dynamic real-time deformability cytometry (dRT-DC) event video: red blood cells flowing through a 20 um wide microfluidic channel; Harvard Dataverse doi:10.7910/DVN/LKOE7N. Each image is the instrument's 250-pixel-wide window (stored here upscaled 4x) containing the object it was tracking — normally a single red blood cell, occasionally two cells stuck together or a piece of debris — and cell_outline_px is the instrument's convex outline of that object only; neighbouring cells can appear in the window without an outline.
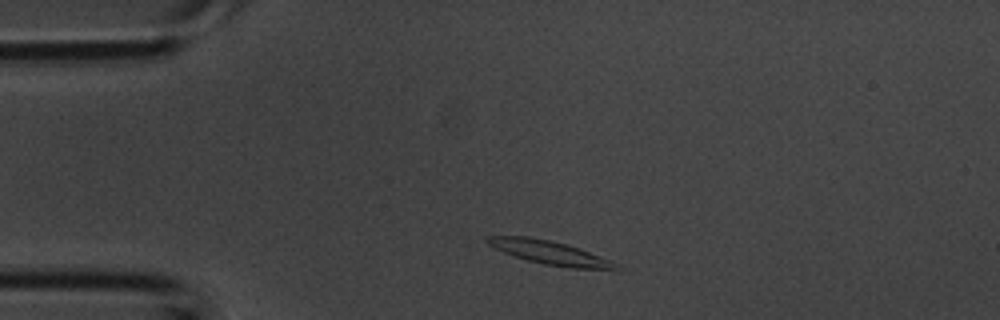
{"species": "common noctule bat (a hibernating species)", "species_latin": "Nyctalus noctula", "temperature_condition": "room temperature", "stored_images_in_passage": 2, "camera_frame_rate_fps": 3000, "um_per_image_px": 0.085, "animal": {"sex": "male", "body_mass_g": 20.1, "forearm_length_mm": 53.5}, "frame": {"image": 1, "passage_image": 1, "time_ms": 0.0, "image_size_px": [1000, 320], "cell_outline_px": [[620, 272], [568, 268], [544, 264], [528, 260], [504, 252], [488, 244], [484, 240], [488, 236], [528, 236], [548, 240], [564, 244], [612, 260], [620, 264]], "centroid_in_image_um": [46.89, 21.52], "position_along_channel_um": 38.1, "area_um2": 17.92}}